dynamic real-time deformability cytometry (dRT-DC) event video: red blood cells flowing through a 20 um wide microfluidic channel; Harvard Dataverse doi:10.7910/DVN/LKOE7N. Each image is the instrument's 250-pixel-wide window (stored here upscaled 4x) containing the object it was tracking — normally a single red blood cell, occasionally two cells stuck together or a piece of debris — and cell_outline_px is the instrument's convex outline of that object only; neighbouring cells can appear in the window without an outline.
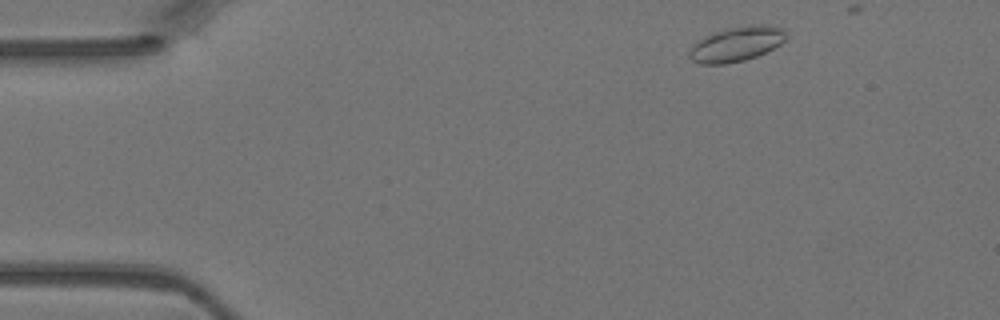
{"species": "Egyptian fruit bat (a non-hibernating species)", "species_latin": "Rousettus aegyptiacus", "temperature_condition": "warm", "stored_images_in_passage": 4, "camera_frame_rate_fps": 3000, "um_per_image_px": 0.085, "animal": {"sex": "female"}, "frame": {"image": 1, "passage_image": 1, "time_ms": 0.0, "image_size_px": [1000, 320], "cell_outline_px": [[784, 40], [780, 44], [756, 56], [744, 60], [724, 64], [700, 64], [692, 60], [688, 56], [688, 52], [704, 36], [728, 28], [748, 24], [760, 24], [784, 28]], "centroid_in_image_um": [62.58, 3.74], "position_along_channel_um": 22.4, "area_um2": 19.25}}